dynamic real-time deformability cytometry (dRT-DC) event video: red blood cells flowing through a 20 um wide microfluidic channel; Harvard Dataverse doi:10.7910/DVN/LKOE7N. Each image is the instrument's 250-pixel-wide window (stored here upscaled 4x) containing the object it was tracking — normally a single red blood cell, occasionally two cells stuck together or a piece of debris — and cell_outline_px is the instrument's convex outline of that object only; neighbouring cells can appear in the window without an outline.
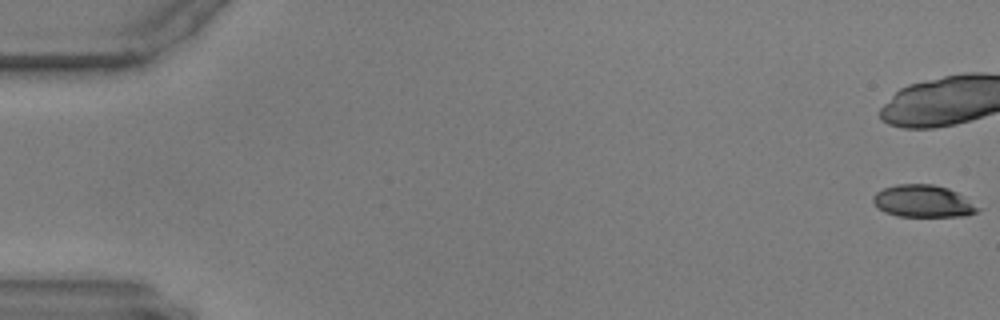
{"species": "common noctule bat (a hibernating species)", "species_latin": "Nyctalus noctula", "temperature_condition": "warm", "stored_images_in_passage": 15, "camera_frame_rate_fps": 3000, "um_per_image_px": 0.085, "animal": {"sex": "male", "body_mass_g": 17.9, "forearm_length_mm": 54.2}, "frame": {"image": 1, "passage_image": 1, "time_ms": 0.0, "image_size_px": [1000, 320], "cell_outline_px": [[984, 208], [976, 212], [964, 216], [896, 216], [884, 212], [876, 208], [872, 200], [872, 196], [876, 192], [884, 188], [896, 184], [932, 184], [948, 188], [956, 192]], "centroid_in_image_um": [78.46, 17.1], "position_along_channel_um": 6.5, "area_um2": 19.88}}